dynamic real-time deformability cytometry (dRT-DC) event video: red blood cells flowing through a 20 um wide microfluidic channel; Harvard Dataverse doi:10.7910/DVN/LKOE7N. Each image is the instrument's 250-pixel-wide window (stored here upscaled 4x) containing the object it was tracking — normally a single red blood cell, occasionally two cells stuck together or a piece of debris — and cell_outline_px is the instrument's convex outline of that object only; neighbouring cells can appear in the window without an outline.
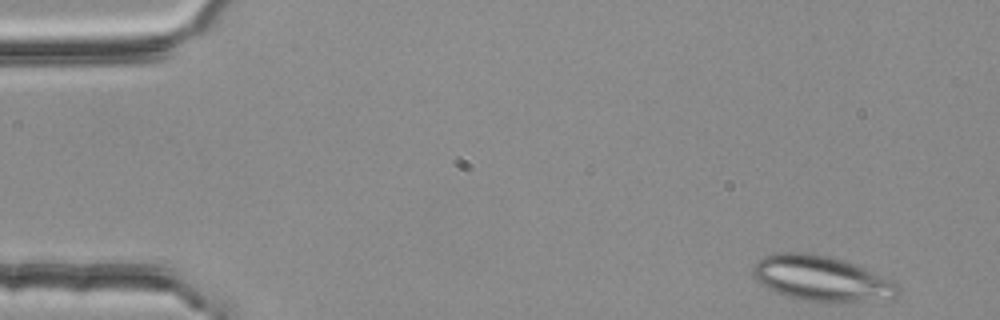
{"species": "common noctule bat (a hibernating species)", "species_latin": "Nyctalus noctula", "temperature_condition": "room temperature", "stored_images_in_passage": 4, "camera_frame_rate_fps": 3000, "um_per_image_px": 0.085, "animal": {"sex": "female", "body_mass_g": 25.1}, "frame": {"image": 1, "passage_image": 1, "time_ms": 0.0, "image_size_px": [1000, 320], "cell_outline_px": [[900, 292], [896, 296], [828, 304], [804, 300], [788, 296], [776, 292], [760, 284], [752, 276], [752, 268], [756, 260], [764, 256], [776, 252], [804, 252], [832, 256], [844, 260], [896, 280], [900, 284]], "centroid_in_image_um": [69.81, 23.66], "position_along_channel_um": 15.2, "area_um2": 38.78}}